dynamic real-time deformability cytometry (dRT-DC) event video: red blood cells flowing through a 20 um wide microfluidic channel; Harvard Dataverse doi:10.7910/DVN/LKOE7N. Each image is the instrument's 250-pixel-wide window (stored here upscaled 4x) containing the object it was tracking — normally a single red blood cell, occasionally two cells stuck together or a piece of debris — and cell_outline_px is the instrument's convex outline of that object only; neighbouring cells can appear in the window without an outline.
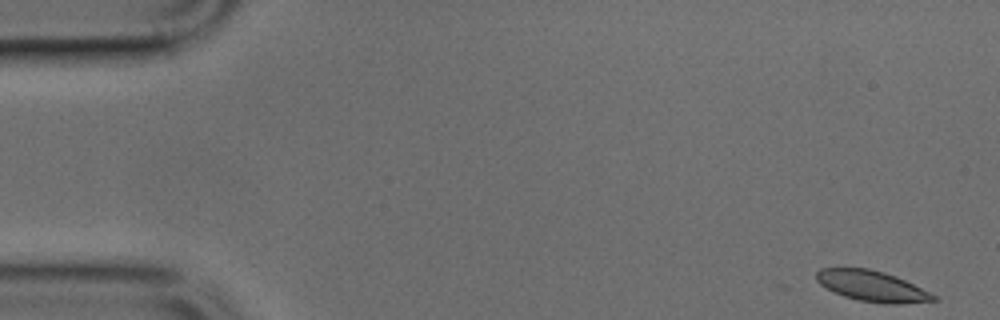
{"species": "common noctule bat (a hibernating species)", "species_latin": "Nyctalus noctula", "temperature_condition": "cold", "stored_images_in_passage": 6, "camera_frame_rate_fps": 3000, "um_per_image_px": 0.085, "animal": {"sex": "male", "body_mass_g": 17.9, "forearm_length_mm": 54.2}, "frame": {"image": 1, "passage_image": 1, "time_ms": 0.0, "image_size_px": [1000, 320], "cell_outline_px": [[940, 300], [896, 304], [884, 304], [860, 300], [844, 296], [832, 292], [820, 284], [816, 280], [816, 272], [820, 268], [868, 268], [884, 272], [896, 276], [936, 296]], "centroid_in_image_um": [74.08, 24.31], "position_along_channel_um": 10.9, "area_um2": 20.81}}